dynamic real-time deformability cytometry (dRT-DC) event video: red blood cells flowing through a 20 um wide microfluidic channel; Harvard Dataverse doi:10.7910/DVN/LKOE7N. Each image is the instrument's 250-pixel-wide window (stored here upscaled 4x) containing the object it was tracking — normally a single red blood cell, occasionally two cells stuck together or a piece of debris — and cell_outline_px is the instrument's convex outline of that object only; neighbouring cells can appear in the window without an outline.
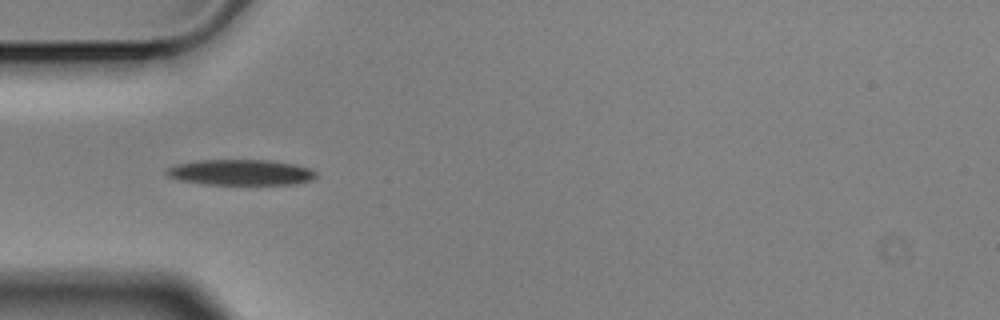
{"species": "Egyptian fruit bat (a non-hibernating species)", "species_latin": "Rousettus aegyptiacus", "temperature_condition": "cold", "stored_images_in_passage": 4, "camera_frame_rate_fps": 3000, "um_per_image_px": 0.085, "animal": {"sex": "male"}, "frame": {"image": 1, "passage_image": 3, "time_ms": 0.667, "image_size_px": [1000, 320], "cell_outline_px": [[316, 176], [312, 180], [292, 184], [204, 184], [176, 180], [168, 176], [164, 172], [168, 168], [176, 164], [196, 160], [272, 160], [296, 164], [308, 168], [316, 172]], "centroid_in_image_um": [20.42, 14.64], "position_along_channel_um": 64.6, "area_um2": 22.48}}
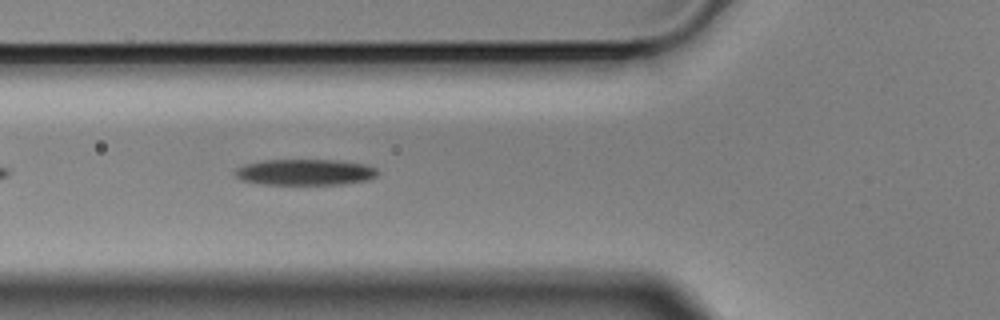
{"frame": {"image": 2, "passage_image": 4, "time_ms": 1.0, "image_size_px": [1000, 320], "cell_outline_px": [[376, 176], [368, 180], [340, 184], [260, 184], [240, 180], [232, 172], [236, 168], [244, 164], [264, 160], [340, 160], [364, 164], [376, 168]], "centroid_in_image_um": [25.87, 14.63], "position_along_channel_um": 99.9, "area_um2": 21.68}}